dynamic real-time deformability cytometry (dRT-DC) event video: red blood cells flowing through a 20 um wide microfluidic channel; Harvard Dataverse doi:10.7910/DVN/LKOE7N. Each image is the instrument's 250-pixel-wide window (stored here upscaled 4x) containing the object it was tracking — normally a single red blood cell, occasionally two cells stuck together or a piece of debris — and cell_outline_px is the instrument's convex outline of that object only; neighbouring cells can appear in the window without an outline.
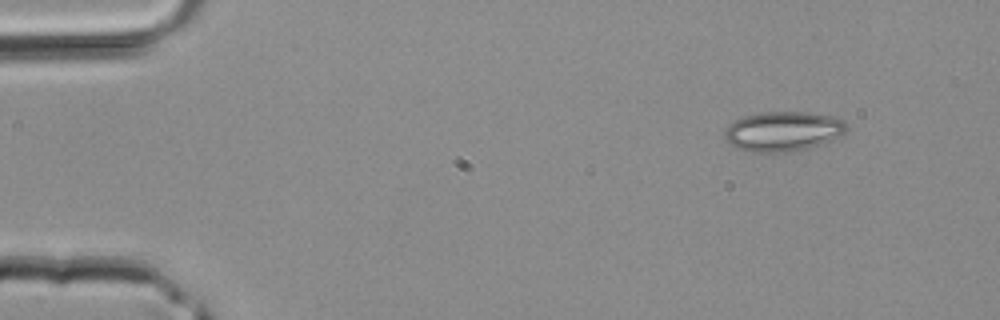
{"species": "common noctule bat (a hibernating species)", "species_latin": "Nyctalus noctula", "temperature_condition": "room temperature", "stored_images_in_passage": 37, "camera_frame_rate_fps": 3000, "um_per_image_px": 0.085, "animal": {"sex": "male", "body_mass_g": 20.4}, "frame": {"image": 1, "passage_image": 1, "time_ms": 0.0, "image_size_px": [1000, 320], "cell_outline_px": [[848, 128], [840, 136], [820, 144], [808, 148], [792, 152], [752, 152], [740, 148], [724, 140], [724, 132], [728, 124], [744, 116], [760, 112], [804, 112], [832, 116], [844, 120]], "centroid_in_image_um": [66.55, 11.16], "position_along_channel_um": 18.4, "area_um2": 28.21}}
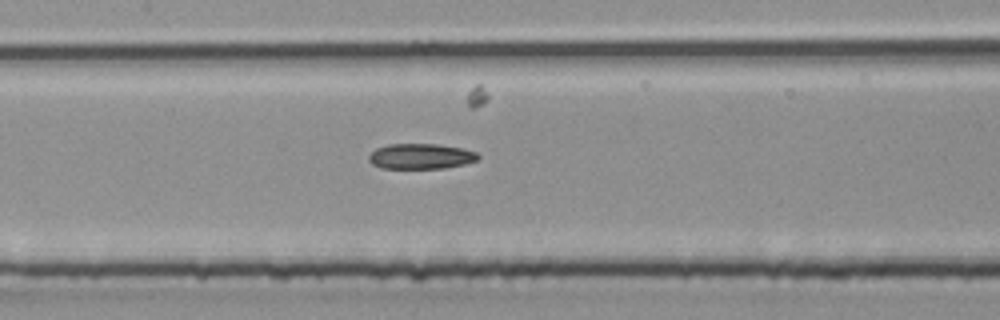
{"frame": {"image": 2, "passage_image": 16, "time_ms": 5.0, "image_size_px": [1000, 320], "cell_outline_px": [[480, 156], [476, 160], [464, 164], [444, 168], [380, 168], [372, 164], [368, 160], [368, 156], [376, 148], [388, 144], [436, 144], [460, 148], [476, 152]], "centroid_in_image_um": [35.73, 13.29], "position_along_channel_um": 171.7, "area_um2": 16.07}}
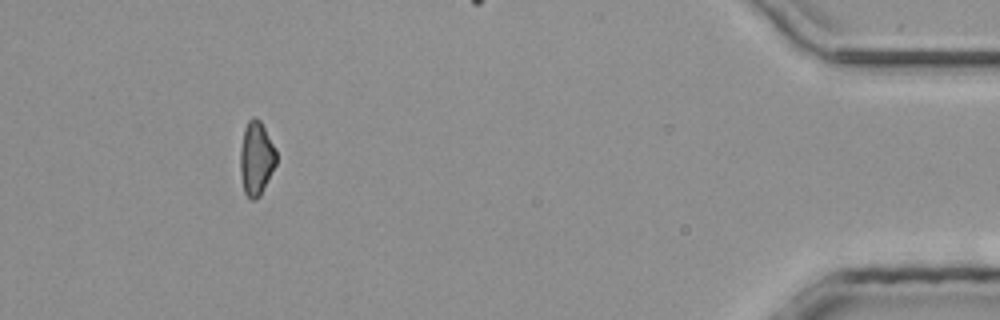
{"frame": {"image": 3, "passage_image": 34, "time_ms": 11.0, "image_size_px": [1000, 320], "cell_outline_px": [[276, 164], [260, 196], [256, 200], [252, 200], [244, 192], [240, 172], [240, 148], [244, 128], [248, 120], [252, 116], [256, 116], [260, 120], [276, 148]], "centroid_in_image_um": [21.78, 13.43], "position_along_channel_um": 413.4, "area_um2": 15.66}}